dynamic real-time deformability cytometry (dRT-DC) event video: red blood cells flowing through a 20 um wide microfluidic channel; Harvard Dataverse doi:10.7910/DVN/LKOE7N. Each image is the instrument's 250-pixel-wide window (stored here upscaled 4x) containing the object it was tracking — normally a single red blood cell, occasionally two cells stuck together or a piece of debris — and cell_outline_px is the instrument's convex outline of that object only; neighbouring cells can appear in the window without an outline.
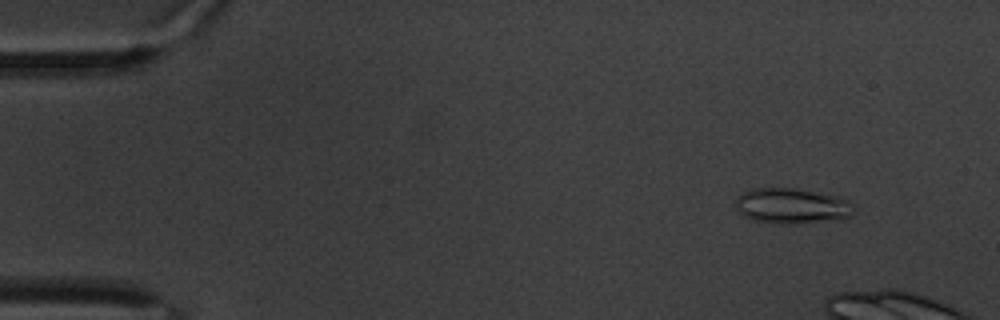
{"species": "common noctule bat (a hibernating species)", "species_latin": "Nyctalus noctula", "temperature_condition": "warm", "stored_images_in_passage": 15, "camera_frame_rate_fps": 3000, "um_per_image_px": 0.085, "animal": {"sex": "male", "body_mass_g": 20.1, "forearm_length_mm": 53.5}, "frame": {"image": 1, "passage_image": 7, "time_ms": 2.0, "image_size_px": [1000, 320], "cell_outline_px": [[852, 216], [788, 224], [780, 224], [756, 220], [744, 216], [736, 208], [736, 196], [752, 188], [792, 188], [840, 196], [848, 200], [852, 212]], "centroid_in_image_um": [67.23, 17.48], "position_along_channel_um": 17.8, "area_um2": 23.81}}